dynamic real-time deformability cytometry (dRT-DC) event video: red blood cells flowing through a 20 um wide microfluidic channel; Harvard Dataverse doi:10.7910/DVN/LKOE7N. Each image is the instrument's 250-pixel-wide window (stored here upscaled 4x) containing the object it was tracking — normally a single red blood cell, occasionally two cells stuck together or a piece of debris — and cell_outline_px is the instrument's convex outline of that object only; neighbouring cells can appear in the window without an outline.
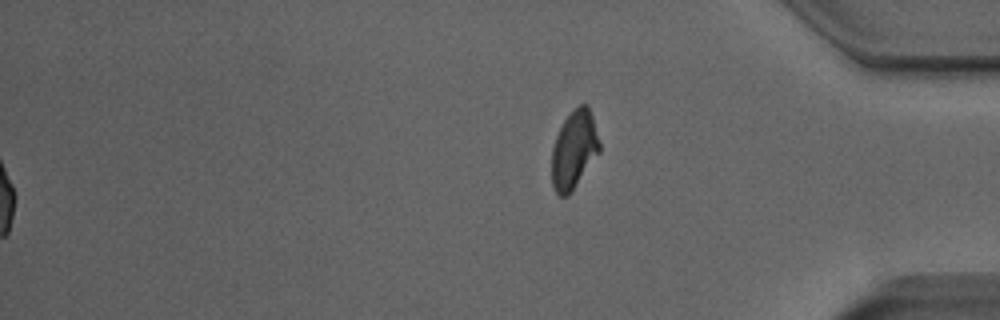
{"species": "Egyptian fruit bat (a non-hibernating species)", "species_latin": "Rousettus aegyptiacus", "temperature_condition": "room temperature", "stored_images_in_passage": 53, "segment_of_instrument_passage": [2, 2], "camera_frame_rate_fps": 3000, "um_per_image_px": 0.085, "animal": {"sex": "male"}, "frame": {"image": 1, "passage_image": 53, "time_ms": 17.333, "image_size_px": [1000, 320], "cell_outline_px": [[600, 152], [568, 196], [560, 196], [556, 192], [552, 184], [552, 148], [556, 136], [564, 120], [580, 104], [588, 104], [592, 116], [600, 144]], "centroid_in_image_um": [48.79, 12.74], "position_along_channel_um": 386.4, "area_um2": 21.44}}